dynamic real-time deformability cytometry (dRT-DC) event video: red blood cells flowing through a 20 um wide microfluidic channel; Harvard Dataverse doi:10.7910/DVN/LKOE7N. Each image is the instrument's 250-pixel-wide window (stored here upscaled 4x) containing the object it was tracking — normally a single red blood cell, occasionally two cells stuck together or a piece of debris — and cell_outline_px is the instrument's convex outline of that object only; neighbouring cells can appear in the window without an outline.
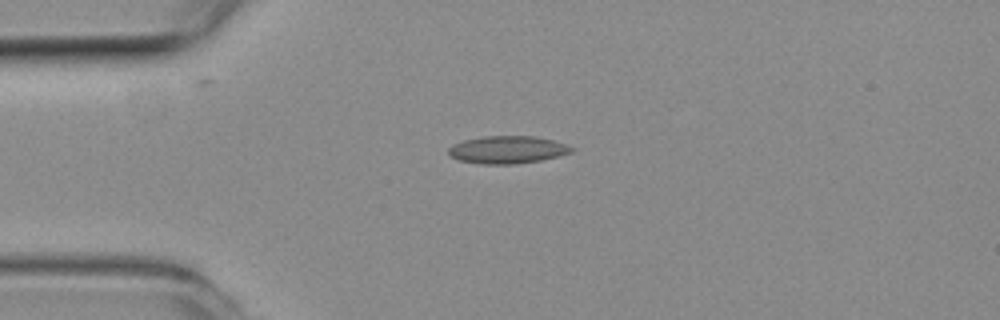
{"species": "common noctule bat (a hibernating species)", "species_latin": "Nyctalus noctula", "temperature_condition": "room temperature", "stored_images_in_passage": 50, "camera_frame_rate_fps": 3000, "um_per_image_px": 0.085, "animal": {"sex": "female", "body_mass_g": 19.3, "forearm_length_mm": 54.1}, "frame": {"image": 1, "passage_image": 11, "time_ms": 3.333, "image_size_px": [1000, 320], "cell_outline_px": [[576, 148], [572, 152], [560, 156], [540, 160], [512, 164], [480, 164], [460, 160], [452, 156], [448, 152], [448, 148], [452, 144], [464, 140], [484, 136], [536, 136], [552, 140]], "centroid_in_image_um": [43.14, 12.72], "position_along_channel_um": 41.9, "area_um2": 19.71}}
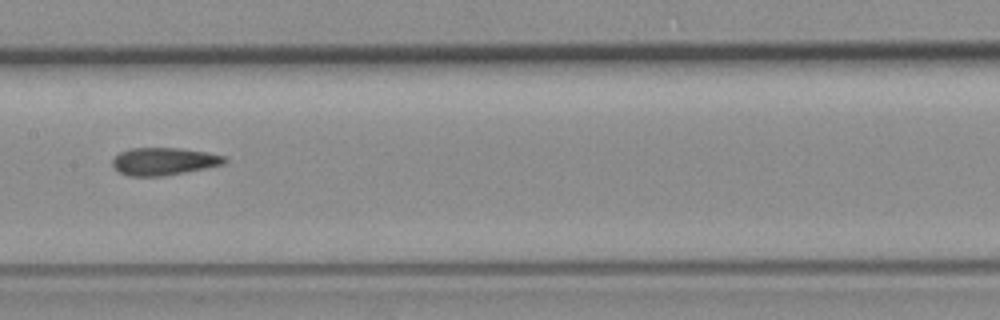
{"frame": {"image": 2, "passage_image": 24, "time_ms": 7.667, "image_size_px": [1000, 320], "cell_outline_px": [[228, 160], [224, 164], [164, 176], [128, 176], [120, 172], [112, 164], [112, 160], [120, 152], [132, 148], [176, 148], [204, 152], [224, 156]], "centroid_in_image_um": [13.91, 13.72], "position_along_channel_um": 193.5, "area_um2": 17.69}}
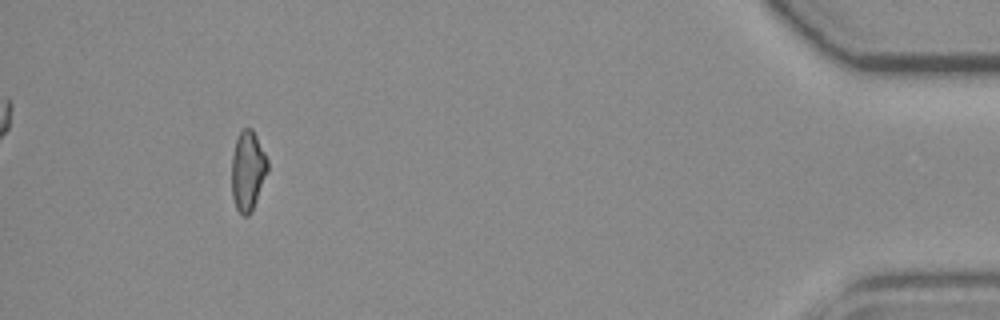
{"frame": {"image": 3, "passage_image": 46, "time_ms": 15.0, "image_size_px": [1000, 320], "cell_outline_px": [[268, 172], [252, 212], [248, 216], [244, 216], [236, 208], [232, 196], [232, 156], [236, 140], [240, 132], [244, 128], [252, 128], [268, 160]], "centroid_in_image_um": [21.07, 14.54], "position_along_channel_um": 414.1, "area_um2": 16.7}, "authors_computed_cell_mechanics": {"area_um2": 18.0914, "velocity_mm_per_s": 3.9903, "shape_relaxation_time_tau1_ms": null, "shape_relaxation_time_tau2_ms": 2.5198, "deformation_change_tau1": null, "deformation_change_tau2": 0.1095}}